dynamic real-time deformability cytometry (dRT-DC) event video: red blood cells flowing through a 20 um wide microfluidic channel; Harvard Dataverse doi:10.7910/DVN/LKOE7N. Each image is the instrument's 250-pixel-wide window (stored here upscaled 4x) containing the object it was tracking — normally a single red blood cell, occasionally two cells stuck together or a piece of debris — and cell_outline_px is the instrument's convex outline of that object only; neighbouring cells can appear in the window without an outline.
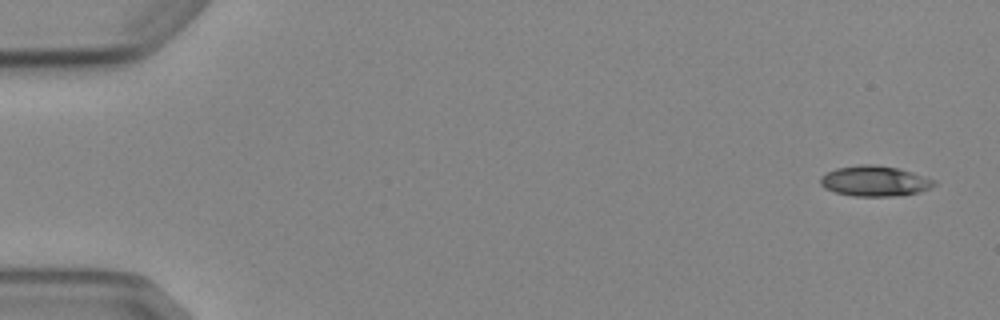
{"species": "Egyptian fruit bat (a non-hibernating species)", "species_latin": "Rousettus aegyptiacus", "temperature_condition": "cold", "stored_images_in_passage": 5, "camera_frame_rate_fps": 3000, "um_per_image_px": 0.085, "animal": {"sex": "female"}, "frame": {"image": 1, "passage_image": 1, "time_ms": 0.0, "image_size_px": [1000, 320], "cell_outline_px": [[936, 184], [920, 192], [892, 196], [856, 196], [836, 192], [824, 188], [820, 184], [820, 176], [836, 168], [860, 164], [876, 164], [900, 168], [936, 180]], "centroid_in_image_um": [74.34, 15.37], "position_along_channel_um": 10.7, "area_um2": 20.17}}
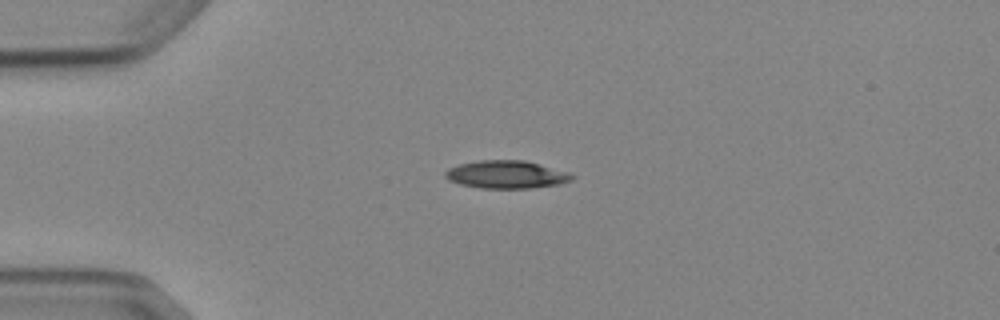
{"frame": {"image": 2, "passage_image": 4, "time_ms": 3.667, "image_size_px": [1000, 320], "cell_outline_px": [[576, 176], [572, 180], [560, 184], [528, 188], [480, 188], [460, 184], [448, 180], [444, 176], [444, 172], [448, 168], [460, 164], [476, 160], [524, 160], [568, 172]], "centroid_in_image_um": [43.02, 14.83], "position_along_channel_um": 42.0, "area_um2": 20.58}}